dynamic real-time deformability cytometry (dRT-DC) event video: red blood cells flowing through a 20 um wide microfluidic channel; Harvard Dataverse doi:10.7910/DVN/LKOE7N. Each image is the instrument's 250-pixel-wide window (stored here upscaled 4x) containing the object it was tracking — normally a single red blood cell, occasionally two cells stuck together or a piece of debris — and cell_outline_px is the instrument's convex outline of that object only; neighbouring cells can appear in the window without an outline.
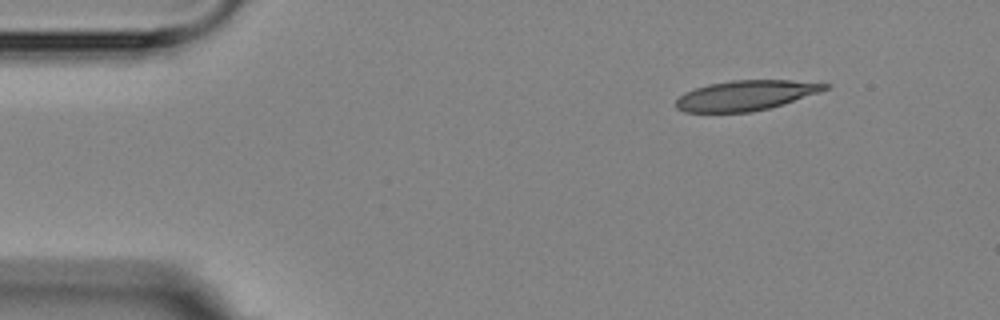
{"species": "Egyptian fruit bat (a non-hibernating species)", "species_latin": "Rousettus aegyptiacus", "temperature_condition": "room temperature", "stored_images_in_passage": 3, "camera_frame_rate_fps": 3000, "um_per_image_px": 0.085, "animal": {"sex": "female"}, "frame": {"image": 1, "passage_image": 1, "time_ms": 0.0, "image_size_px": [1000, 320], "cell_outline_px": [[832, 84], [828, 88], [820, 92], [784, 104], [752, 112], [684, 112], [676, 108], [676, 100], [684, 92], [708, 84], [732, 80], [792, 80]], "centroid_in_image_um": [63.4, 8.11], "position_along_channel_um": 21.6, "area_um2": 26.13}}